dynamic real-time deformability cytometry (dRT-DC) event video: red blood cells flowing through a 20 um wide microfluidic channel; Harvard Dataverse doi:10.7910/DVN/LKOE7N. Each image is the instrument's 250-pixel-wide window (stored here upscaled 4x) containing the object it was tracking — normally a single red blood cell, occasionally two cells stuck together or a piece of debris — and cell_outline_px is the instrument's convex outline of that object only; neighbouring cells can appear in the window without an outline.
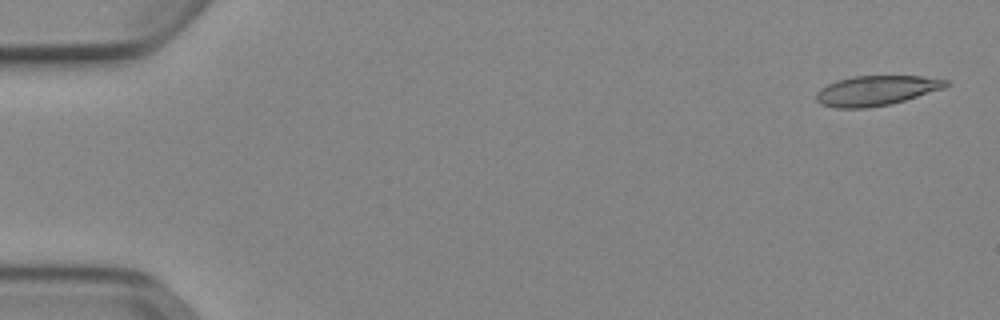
{"species": "Egyptian fruit bat (a non-hibernating species)", "species_latin": "Rousettus aegyptiacus", "temperature_condition": "cold", "stored_images_in_passage": 52, "camera_frame_rate_fps": 3000, "um_per_image_px": 0.085, "animal": {"sex": "female"}, "frame": {"image": 1, "passage_image": 2, "time_ms": 0.333, "image_size_px": [1000, 320], "cell_outline_px": [[948, 84], [944, 88], [892, 104], [868, 108], [836, 108], [820, 104], [816, 100], [816, 92], [820, 88], [836, 80], [852, 76], [920, 76], [948, 80]], "centroid_in_image_um": [74.44, 7.7], "position_along_channel_um": 10.6, "area_um2": 22.66}}
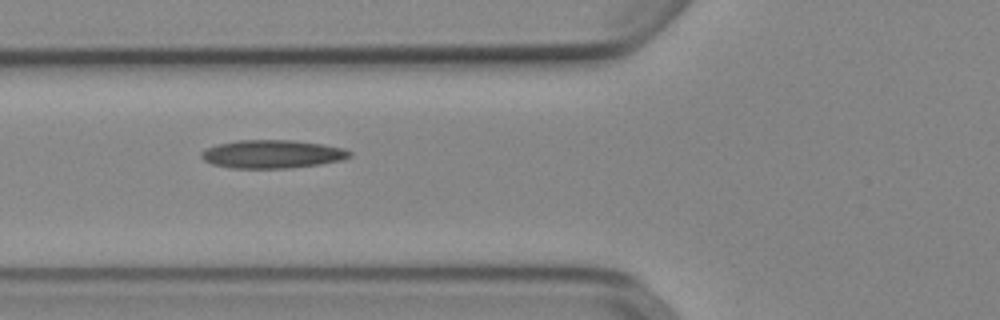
{"frame": {"image": 2, "passage_image": 20, "time_ms": 6.333, "image_size_px": [1000, 320], "cell_outline_px": [[352, 156], [344, 160], [320, 164], [292, 168], [232, 168], [212, 164], [204, 160], [200, 156], [200, 152], [208, 148], [220, 144], [236, 140], [292, 140], [320, 144], [344, 148], [352, 152]], "centroid_in_image_um": [23.17, 13.1], "position_along_channel_um": 102.6, "area_um2": 24.45}}
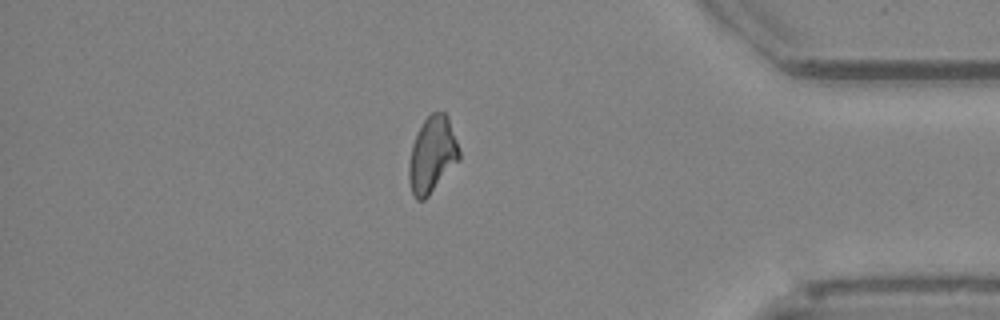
{"frame": {"image": 3, "passage_image": 45, "time_ms": 14.667, "image_size_px": [1000, 320], "cell_outline_px": [[460, 160], [428, 196], [424, 200], [416, 200], [412, 196], [408, 180], [408, 164], [412, 144], [424, 120], [432, 112], [444, 112], [448, 116], [460, 152]], "centroid_in_image_um": [36.72, 13.19], "position_along_channel_um": 398.5, "area_um2": 22.37}, "authors_computed_cell_mechanics": {"area_um2": 23.0044, "velocity_mm_per_s": 3.9128, "shape_relaxation_time_tau1_ms": 10.6553, "shape_relaxation_time_tau2_ms": 6.3381, "deformation_change_tau1": 0.2385, "deformation_change_tau2": 0.1757}}